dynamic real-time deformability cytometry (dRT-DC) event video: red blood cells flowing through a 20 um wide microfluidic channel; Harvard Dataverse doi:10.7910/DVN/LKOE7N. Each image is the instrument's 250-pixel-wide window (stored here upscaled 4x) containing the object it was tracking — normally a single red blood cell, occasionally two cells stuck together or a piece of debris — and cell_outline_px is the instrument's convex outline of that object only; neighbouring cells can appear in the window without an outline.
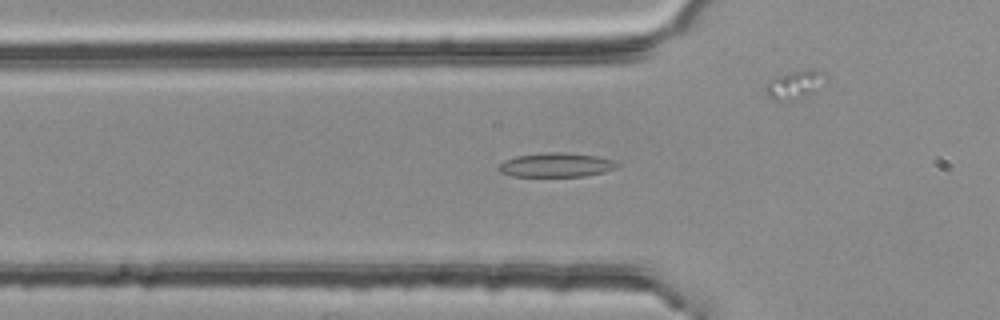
{"species": "common noctule bat (a hibernating species)", "species_latin": "Nyctalus noctula", "temperature_condition": "room temperature", "stored_images_in_passage": 5, "camera_frame_rate_fps": 3000, "um_per_image_px": 0.085, "animal": {"sex": "female", "body_mass_g": 25.1}, "frame": {"image": 1, "passage_image": 4, "time_ms": 1.0, "image_size_px": [1000, 320], "cell_outline_px": [[620, 164], [616, 168], [604, 172], [584, 176], [512, 176], [500, 172], [496, 168], [504, 160], [516, 156], [544, 152], [564, 152], [596, 156], [612, 160]], "centroid_in_image_um": [47.25, 14.02], "position_along_channel_um": 78.6, "area_um2": 16.7}}